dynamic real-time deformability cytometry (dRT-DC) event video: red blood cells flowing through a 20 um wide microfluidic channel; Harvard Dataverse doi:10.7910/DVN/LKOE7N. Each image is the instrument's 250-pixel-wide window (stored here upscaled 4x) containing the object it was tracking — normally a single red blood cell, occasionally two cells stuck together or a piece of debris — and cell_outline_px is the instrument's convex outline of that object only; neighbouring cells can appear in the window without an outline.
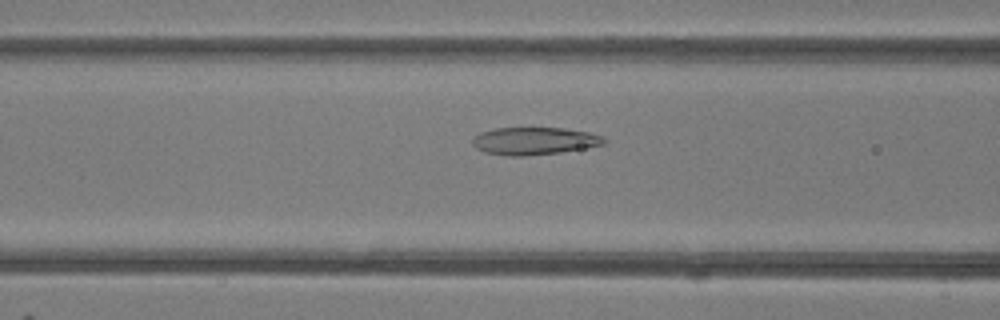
{"species": "common noctule bat (a hibernating species)", "species_latin": "Nyctalus noctula", "temperature_condition": "room temperature", "stored_images_in_passage": 30, "camera_frame_rate_fps": 3000, "um_per_image_px": 0.085, "animal": {"sex": "female"}, "frame": {"image": 1, "passage_image": 5, "time_ms": 1.333, "image_size_px": [1000, 320], "cell_outline_px": [[608, 140], [604, 144], [560, 152], [524, 156], [508, 156], [484, 152], [476, 148], [472, 144], [472, 136], [480, 132], [496, 128], [564, 128], [588, 132], [604, 136]], "centroid_in_image_um": [45.39, 11.98], "position_along_channel_um": 121.2, "area_um2": 21.15}}
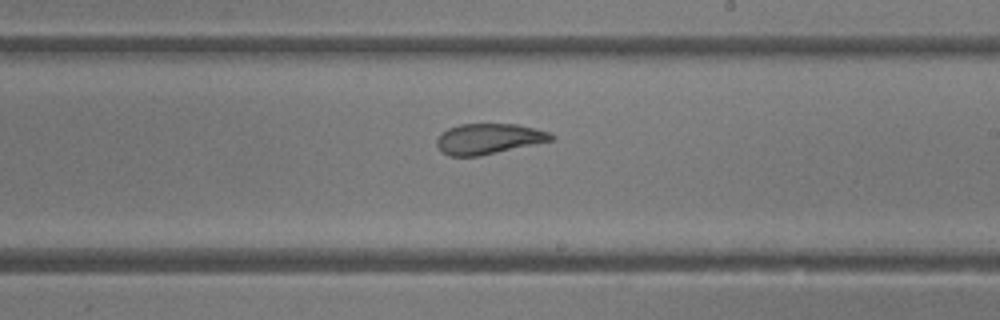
{"frame": {"image": 2, "passage_image": 14, "time_ms": 4.333, "image_size_px": [1000, 320], "cell_outline_px": [[556, 136], [552, 140], [480, 156], [448, 156], [440, 152], [436, 144], [436, 140], [440, 132], [448, 128], [460, 124], [516, 124], [548, 132]], "centroid_in_image_um": [41.46, 11.8], "position_along_channel_um": 247.5, "area_um2": 20.35}}
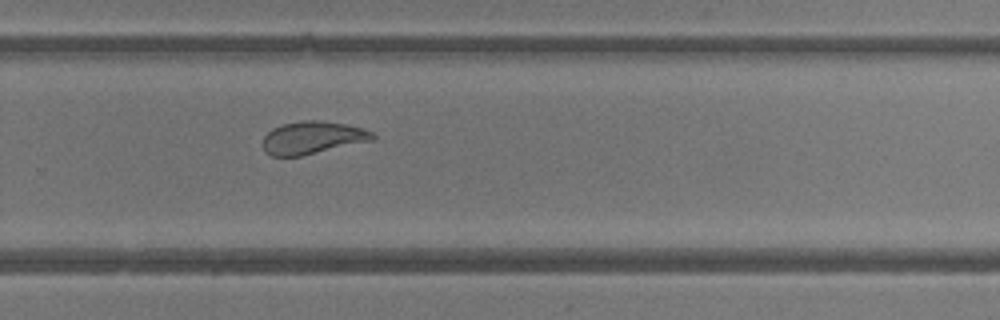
{"frame": {"image": 3, "passage_image": 18, "time_ms": 5.667, "image_size_px": [1000, 320], "cell_outline_px": [[376, 136], [372, 140], [300, 156], [272, 156], [264, 152], [264, 136], [272, 128], [284, 124], [304, 120], [320, 120], [348, 124], [372, 132]], "centroid_in_image_um": [26.54, 11.7], "position_along_channel_um": 303.3, "area_um2": 20.63}, "authors_computed_cell_mechanics": {"area_um2": 20.6346, "velocity_mm_per_s": 4.2128, "shape_relaxation_time_tau1_ms": 10.6622, "shape_relaxation_time_tau2_ms": 1.3696, "deformation_change_tau1": 0.2558, "deformation_change_tau2": 0.0735}}